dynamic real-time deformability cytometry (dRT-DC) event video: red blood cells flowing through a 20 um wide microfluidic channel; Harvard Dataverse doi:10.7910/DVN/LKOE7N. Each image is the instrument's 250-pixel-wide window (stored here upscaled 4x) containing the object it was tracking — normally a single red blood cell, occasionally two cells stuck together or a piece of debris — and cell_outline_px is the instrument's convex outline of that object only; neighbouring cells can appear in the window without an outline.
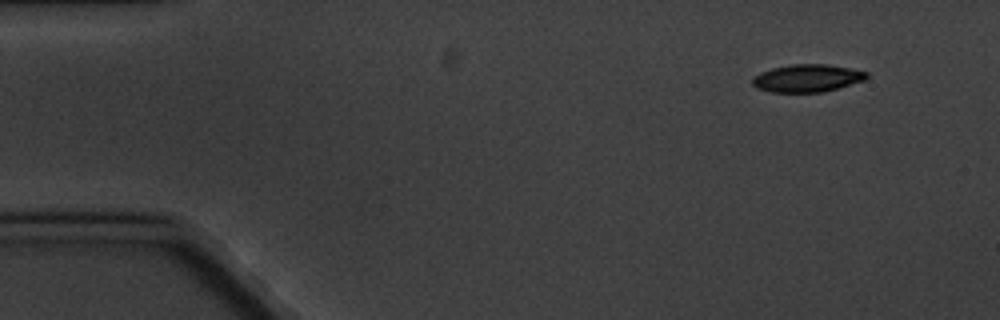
{"species": "common noctule bat (a hibernating species)", "species_latin": "Nyctalus noctula", "temperature_condition": "cold", "stored_images_in_passage": 7, "camera_frame_rate_fps": 3000, "um_per_image_px": 0.085, "animal": {"sex": "male", "body_mass_g": 20.1, "forearm_length_mm": 53.5}, "frame": {"image": 1, "passage_image": 1, "time_ms": 0.0, "image_size_px": [1000, 320], "cell_outline_px": [[868, 76], [864, 80], [836, 88], [820, 92], [772, 92], [756, 88], [752, 84], [752, 76], [760, 72], [772, 68], [792, 64], [828, 64], [868, 72]], "centroid_in_image_um": [68.56, 6.64], "position_along_channel_um": 16.4, "area_um2": 18.26}}
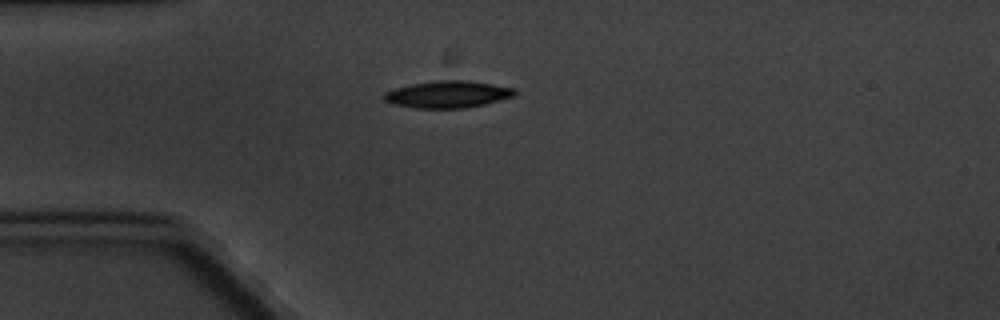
{"frame": {"image": 2, "passage_image": 3, "time_ms": 3.333, "image_size_px": [1000, 320], "cell_outline_px": [[516, 96], [484, 104], [464, 108], [416, 108], [392, 104], [384, 100], [384, 92], [396, 88], [412, 84], [440, 80], [464, 80], [492, 84], [512, 88], [516, 92]], "centroid_in_image_um": [38.05, 8.02], "position_along_channel_um": 46.9, "area_um2": 20.35}}